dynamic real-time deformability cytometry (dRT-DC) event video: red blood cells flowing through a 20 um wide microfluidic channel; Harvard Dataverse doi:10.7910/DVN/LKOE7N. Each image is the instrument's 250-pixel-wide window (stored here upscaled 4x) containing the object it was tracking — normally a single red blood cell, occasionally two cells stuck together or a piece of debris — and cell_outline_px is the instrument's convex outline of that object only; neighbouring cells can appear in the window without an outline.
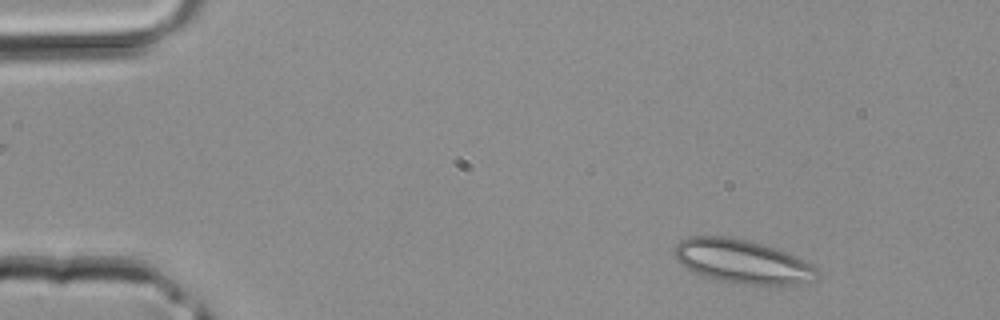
{"species": "common noctule bat (a hibernating species)", "species_latin": "Nyctalus noctula", "temperature_condition": "room temperature", "stored_images_in_passage": 39, "camera_frame_rate_fps": 3000, "um_per_image_px": 0.085, "animal": {"sex": "male", "body_mass_g": 20.4}, "frame": {"image": 1, "passage_image": 2, "time_ms": 0.333, "image_size_px": [1000, 320], "cell_outline_px": [[820, 276], [816, 280], [796, 284], [772, 288], [744, 284], [720, 280], [700, 276], [684, 268], [676, 260], [676, 244], [680, 240], [688, 236], [728, 236], [748, 240], [764, 244], [776, 248], [812, 264], [820, 272]], "centroid_in_image_um": [63.13, 22.26], "position_along_channel_um": 21.9, "area_um2": 37.28}}
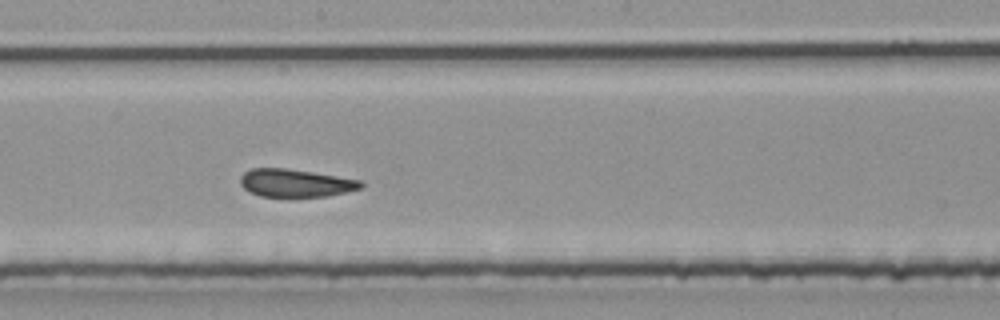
{"frame": {"image": 2, "passage_image": 20, "time_ms": 6.333, "image_size_px": [1000, 320], "cell_outline_px": [[364, 184], [360, 188], [328, 196], [260, 196], [248, 192], [240, 184], [240, 176], [244, 172], [252, 168], [288, 168], [360, 180]], "centroid_in_image_um": [25.06, 15.55], "position_along_channel_um": 223.1, "area_um2": 19.42}}
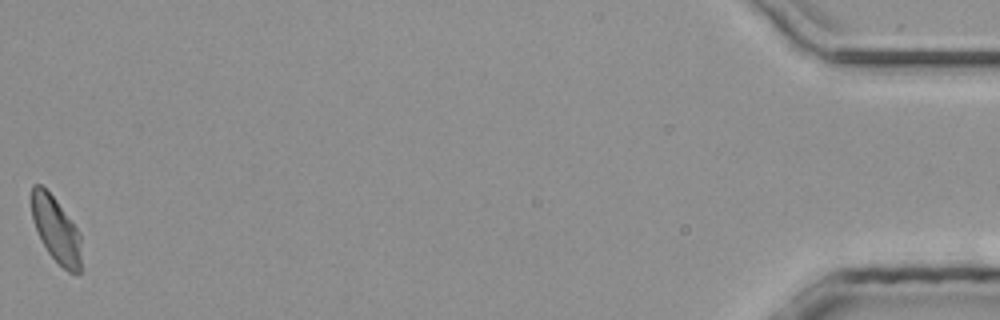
{"frame": {"image": 3, "passage_image": 39, "time_ms": 12.667, "image_size_px": [1000, 320], "cell_outline_px": [[80, 272], [68, 272], [48, 252], [40, 240], [36, 232], [32, 220], [32, 184], [40, 184], [56, 200], [80, 232]], "centroid_in_image_um": [4.74, 19.51], "position_along_channel_um": 430.5, "area_um2": 18.73}}